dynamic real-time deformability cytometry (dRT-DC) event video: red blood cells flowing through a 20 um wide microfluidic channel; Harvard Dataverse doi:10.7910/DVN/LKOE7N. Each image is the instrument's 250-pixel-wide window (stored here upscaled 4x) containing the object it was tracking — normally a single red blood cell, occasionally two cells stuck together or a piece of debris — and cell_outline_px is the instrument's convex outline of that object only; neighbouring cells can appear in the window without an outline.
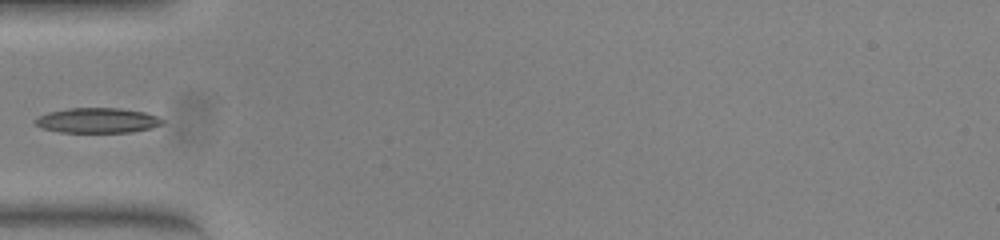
{"species": "common noctule bat (a hibernating species)", "species_latin": "Nyctalus noctula", "temperature_condition": "warm", "stored_images_in_passage": 34, "camera_frame_rate_fps": 3000, "um_per_image_px": 0.085, "animal": {"sex": "female", "body_mass_g": 23.0, "forearm_length_mm": 53.4}, "frame": {"image": 1, "passage_image": 1, "time_ms": 0.0, "image_size_px": [1000, 240], "cell_outline_px": [[164, 124], [152, 128], [132, 132], [60, 132], [44, 128], [36, 124], [32, 120], [48, 112], [68, 108], [120, 108], [144, 112], [156, 116], [164, 120]], "centroid_in_image_um": [8.31, 10.23], "position_along_channel_um": 76.7, "area_um2": 18.55}}
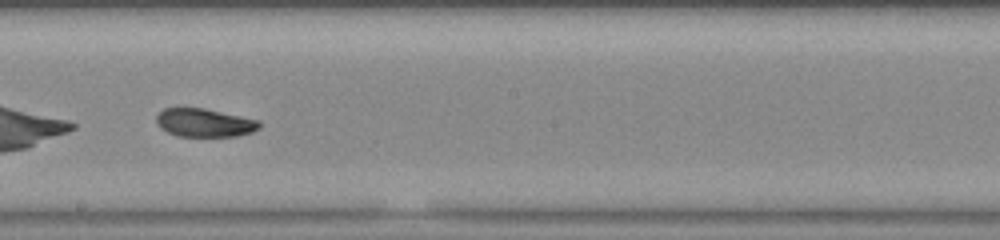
{"frame": {"image": 2, "passage_image": 13, "time_ms": 4.0, "image_size_px": [1000, 240], "cell_outline_px": [[260, 128], [252, 132], [236, 136], [180, 136], [168, 132], [160, 128], [156, 120], [156, 116], [164, 108], [204, 108], [260, 120]], "centroid_in_image_um": [17.4, 10.43], "position_along_channel_um": 230.8, "area_um2": 16.94}}
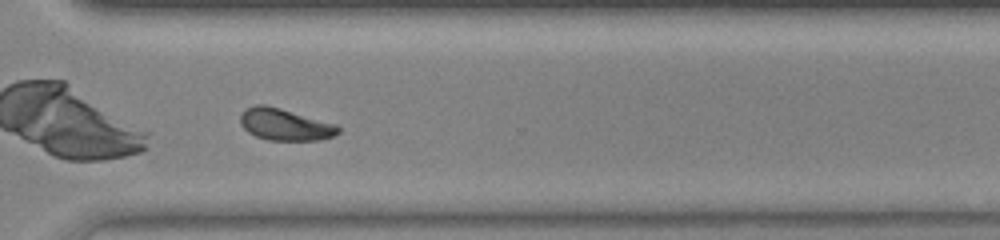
{"frame": {"image": 3, "passage_image": 22, "time_ms": 7.0, "image_size_px": [1000, 240], "cell_outline_px": [[340, 132], [332, 136], [320, 140], [268, 140], [256, 136], [248, 132], [240, 124], [240, 116], [244, 108], [256, 104], [264, 104], [280, 108], [336, 124], [340, 128]], "centroid_in_image_um": [24.19, 10.58], "position_along_channel_um": 346.4, "area_um2": 18.15}}